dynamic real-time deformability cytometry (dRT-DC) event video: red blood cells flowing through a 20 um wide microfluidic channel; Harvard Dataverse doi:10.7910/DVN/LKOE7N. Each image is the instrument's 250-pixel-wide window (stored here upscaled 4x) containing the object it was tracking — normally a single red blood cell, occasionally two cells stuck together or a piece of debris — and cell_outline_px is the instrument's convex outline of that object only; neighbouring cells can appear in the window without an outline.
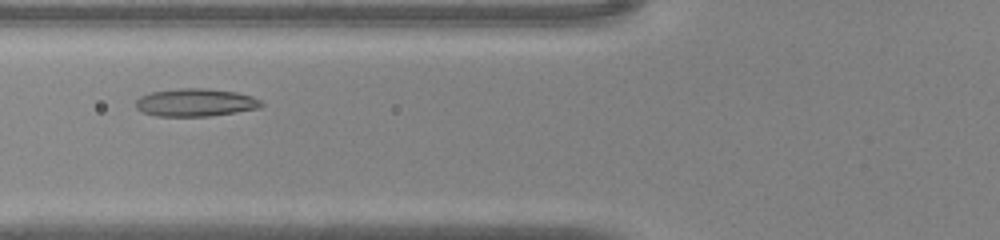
{"species": "common noctule bat (a hibernating species)", "species_latin": "Nyctalus noctula", "temperature_condition": "warm", "stored_images_in_passage": 38, "camera_frame_rate_fps": 3000, "um_per_image_px": 0.085, "animal": {"sex": "male", "body_mass_g": 20.0, "forearm_length_mm": 53.3}, "frame": {"image": 1, "passage_image": 10, "time_ms": 3.0, "image_size_px": [1000, 240], "cell_outline_px": [[264, 104], [260, 108], [236, 112], [208, 116], [156, 116], [140, 112], [136, 108], [136, 100], [140, 96], [152, 92], [180, 88], [204, 88], [236, 92], [252, 96], [260, 100]], "centroid_in_image_um": [16.6, 8.72], "position_along_channel_um": 109.2, "area_um2": 20.4}}
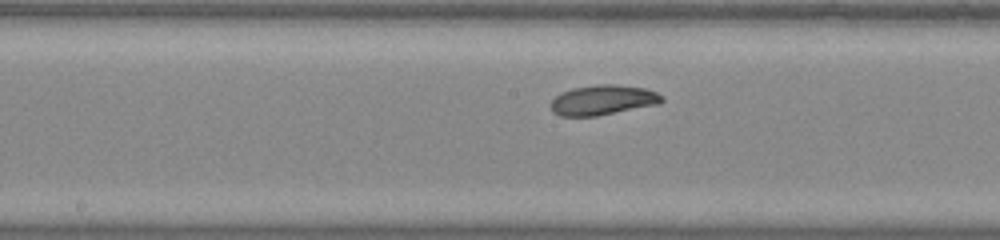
{"frame": {"image": 2, "passage_image": 16, "time_ms": 5.0, "image_size_px": [1000, 240], "cell_outline_px": [[664, 100], [660, 104], [596, 116], [560, 116], [552, 112], [548, 104], [560, 92], [572, 88], [596, 84], [616, 84], [648, 88], [664, 96]], "centroid_in_image_um": [51.24, 8.49], "position_along_channel_um": 197.0, "area_um2": 19.83}}
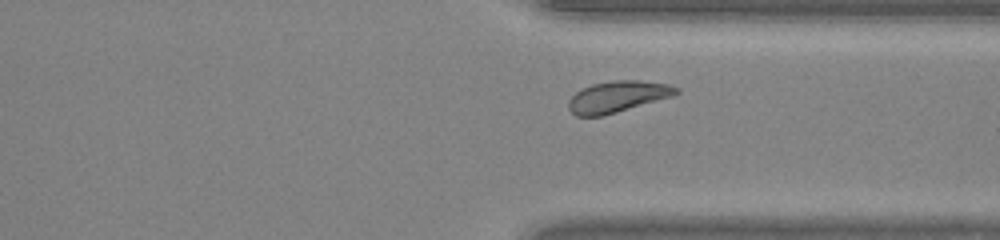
{"frame": {"image": 3, "passage_image": 27, "time_ms": 8.667, "image_size_px": [1000, 240], "cell_outline_px": [[680, 92], [672, 96], [616, 112], [600, 116], [576, 116], [568, 108], [568, 100], [576, 92], [592, 84], [612, 80], [636, 80], [668, 84], [680, 88]], "centroid_in_image_um": [52.49, 8.21], "position_along_channel_um": 358.9, "area_um2": 19.42}}